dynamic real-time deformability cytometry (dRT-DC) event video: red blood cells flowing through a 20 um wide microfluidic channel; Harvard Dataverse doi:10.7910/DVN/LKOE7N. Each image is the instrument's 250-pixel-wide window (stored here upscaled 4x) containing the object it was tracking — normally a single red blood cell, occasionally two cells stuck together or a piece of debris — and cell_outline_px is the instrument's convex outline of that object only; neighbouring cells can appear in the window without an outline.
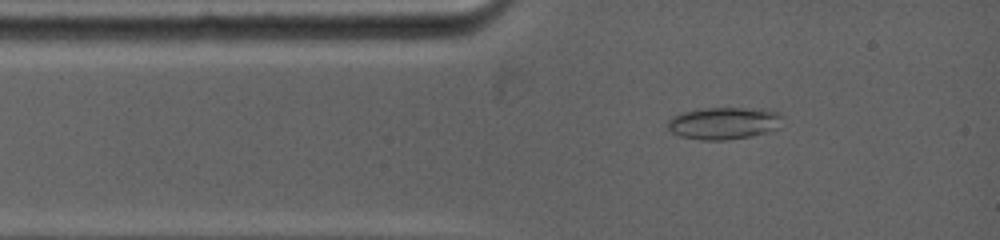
{"species": "common noctule bat (a hibernating species)", "species_latin": "Nyctalus noctula", "temperature_condition": "warm", "stored_images_in_passage": 66, "camera_frame_rate_fps": 5000, "um_per_image_px": 0.085, "animal": {"sex": "female", "body_mass_g": 19.0, "forearm_length_mm": 53.3}, "frame": {"image": 1, "passage_image": 6, "time_ms": 1.2, "image_size_px": [1000, 240], "cell_outline_px": [[784, 116], [776, 128], [764, 132], [748, 136], [724, 140], [700, 140], [680, 136], [672, 132], [668, 128], [668, 120], [672, 116], [680, 112], [700, 108], [760, 108], [776, 112]], "centroid_in_image_um": [61.47, 10.45], "position_along_channel_um": 23.5, "area_um2": 21.44}}
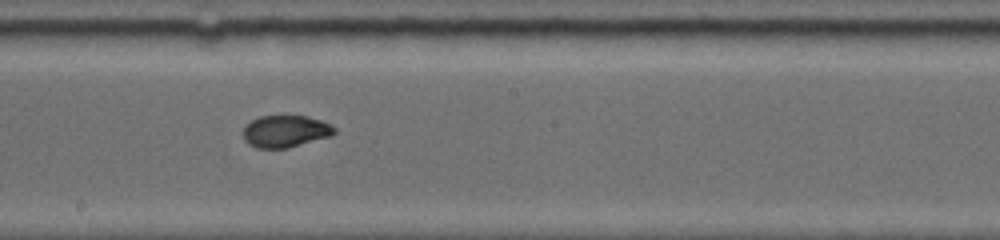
{"frame": {"image": 2, "passage_image": 27, "time_ms": 6.6, "image_size_px": [1000, 240], "cell_outline_px": [[336, 132], [332, 136], [288, 148], [256, 148], [248, 144], [244, 140], [244, 124], [260, 116], [308, 116], [332, 124], [336, 128]], "centroid_in_image_um": [24.28, 11.16], "position_along_channel_um": 223.9, "area_um2": 17.22}}
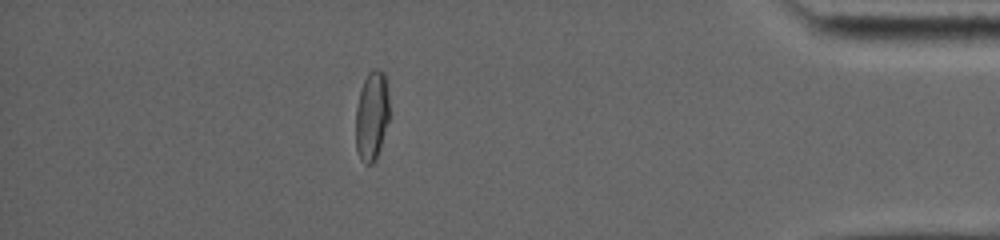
{"frame": {"image": 3, "passage_image": 51, "time_ms": 12.4, "image_size_px": [1000, 240], "cell_outline_px": [[388, 120], [380, 148], [376, 160], [372, 164], [364, 164], [360, 160], [356, 148], [356, 108], [360, 88], [368, 72], [372, 68], [376, 68], [384, 72], [388, 92]], "centroid_in_image_um": [31.58, 9.84], "position_along_channel_um": 403.6, "area_um2": 17.63}}